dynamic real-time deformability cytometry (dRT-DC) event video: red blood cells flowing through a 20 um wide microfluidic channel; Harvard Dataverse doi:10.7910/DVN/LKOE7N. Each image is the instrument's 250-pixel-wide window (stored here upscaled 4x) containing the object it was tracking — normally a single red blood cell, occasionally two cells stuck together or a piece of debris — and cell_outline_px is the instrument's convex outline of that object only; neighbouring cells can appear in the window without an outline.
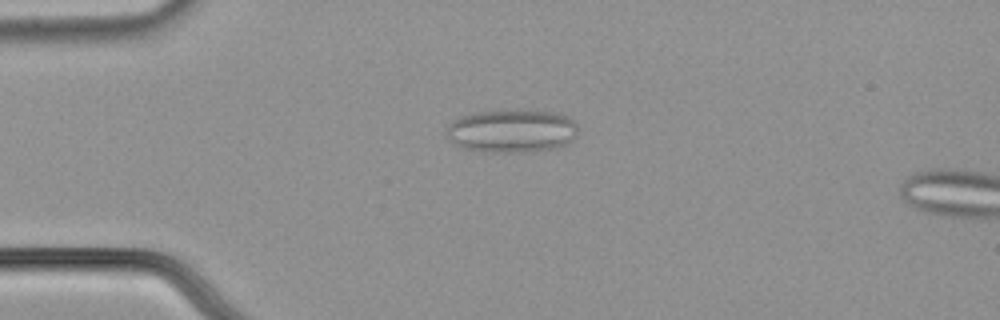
{"species": "common noctule bat (a hibernating species)", "species_latin": "Nyctalus noctula", "temperature_condition": "cold", "stored_images_in_passage": 52, "camera_frame_rate_fps": 3000, "um_per_image_px": 0.085, "animal": {"sex": "male", "body_mass_g": 21.5, "forearm_length_mm": 52.0}, "frame": {"image": 1, "passage_image": 10, "time_ms": 3.0, "image_size_px": [1000, 320], "cell_outline_px": [[576, 136], [568, 144], [556, 148], [532, 152], [484, 152], [464, 148], [452, 144], [448, 140], [448, 124], [452, 120], [460, 116], [476, 112], [556, 112], [568, 116], [576, 124]], "centroid_in_image_um": [43.49, 11.17], "position_along_channel_um": 41.5, "area_um2": 32.83}}
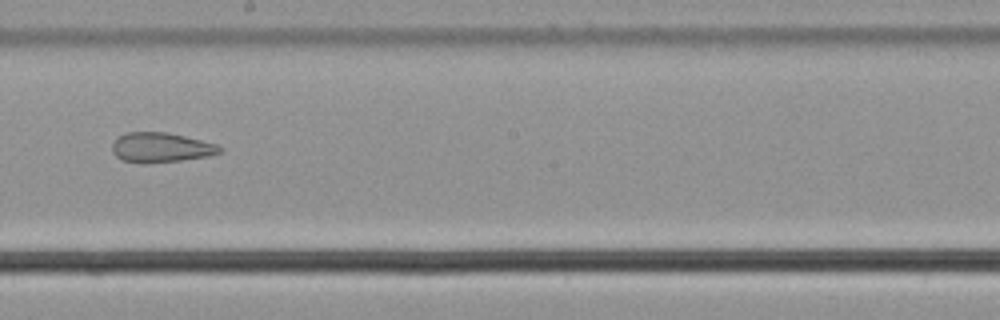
{"frame": {"image": 2, "passage_image": 28, "time_ms": 9.0, "image_size_px": [1000, 320], "cell_outline_px": [[224, 148], [220, 152], [208, 156], [180, 160], [144, 164], [120, 160], [112, 152], [112, 144], [116, 136], [124, 132], [168, 132], [216, 144]], "centroid_in_image_um": [13.61, 12.53], "position_along_channel_um": 234.6, "area_um2": 18.84}}
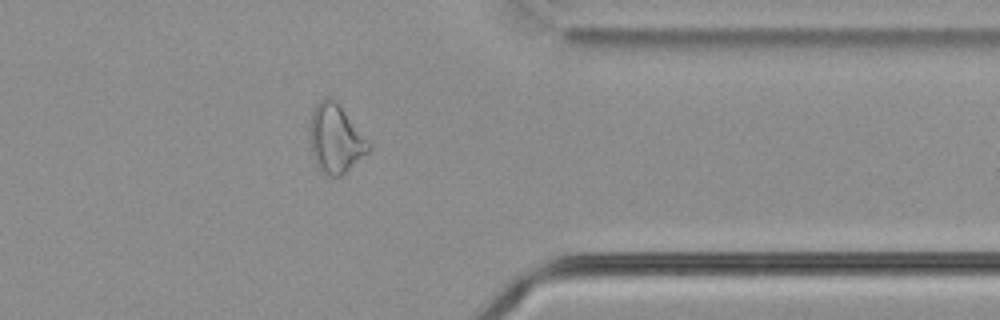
{"frame": {"image": 3, "passage_image": 41, "time_ms": 13.333, "image_size_px": [1000, 320], "cell_outline_px": [[372, 148], [368, 152], [340, 176], [332, 176], [324, 172], [316, 164], [312, 156], [308, 136], [308, 120], [312, 108], [324, 96], [332, 96], [340, 104], [372, 144]], "centroid_in_image_um": [28.49, 11.71], "position_along_channel_um": 382.9, "area_um2": 24.16}, "authors_computed_cell_mechanics": {"area_um2": 24.4783, "velocity_mm_per_s": 3.663, "shape_relaxation_time_tau1_ms": null, "shape_relaxation_time_tau2_ms": 2.6757, "deformation_change_tau1": null, "deformation_change_tau2": 0.11}}